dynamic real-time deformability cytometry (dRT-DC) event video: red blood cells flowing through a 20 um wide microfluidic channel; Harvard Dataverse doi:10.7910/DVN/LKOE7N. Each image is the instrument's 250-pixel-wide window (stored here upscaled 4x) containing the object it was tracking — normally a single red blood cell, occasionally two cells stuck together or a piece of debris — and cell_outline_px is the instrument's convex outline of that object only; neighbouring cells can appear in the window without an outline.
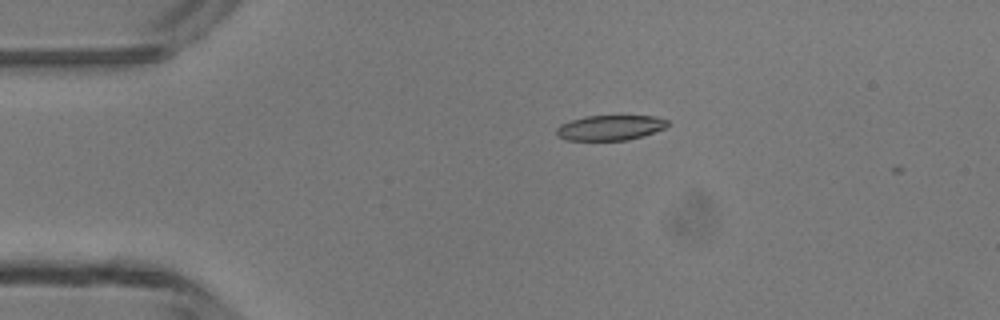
{"species": "common noctule bat (a hibernating species)", "species_latin": "Nyctalus noctula", "temperature_condition": "room temperature", "stored_images_in_passage": 2, "camera_frame_rate_fps": 3000, "um_per_image_px": 0.085, "animal": {"sex": "male", "body_mass_g": 13.3}, "frame": {"image": 1, "passage_image": 1, "time_ms": 0.0, "image_size_px": [1000, 320], "cell_outline_px": [[668, 124], [664, 128], [628, 140], [568, 140], [556, 136], [556, 128], [560, 124], [584, 116], [656, 116], [668, 120]], "centroid_in_image_um": [51.82, 10.85], "position_along_channel_um": 33.2, "area_um2": 16.13}}